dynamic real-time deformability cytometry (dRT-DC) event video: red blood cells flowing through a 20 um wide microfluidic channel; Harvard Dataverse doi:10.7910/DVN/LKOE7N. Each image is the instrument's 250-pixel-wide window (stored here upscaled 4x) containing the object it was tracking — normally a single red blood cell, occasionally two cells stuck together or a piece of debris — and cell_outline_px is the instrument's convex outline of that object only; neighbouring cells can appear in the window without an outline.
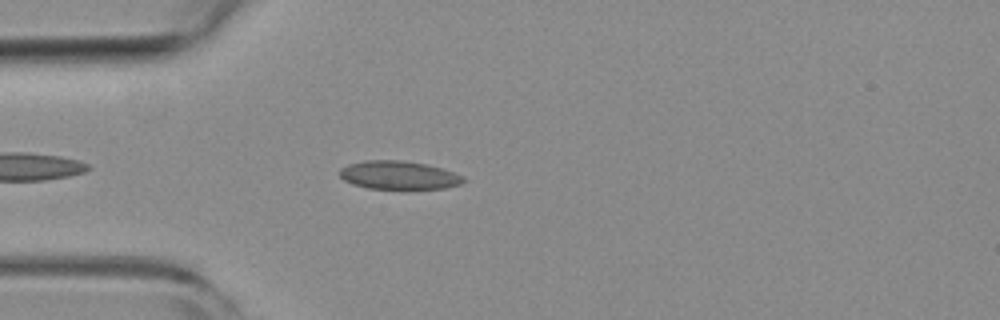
{"species": "common noctule bat (a hibernating species)", "species_latin": "Nyctalus noctula", "temperature_condition": "room temperature", "stored_images_in_passage": 19, "camera_frame_rate_fps": 3000, "um_per_image_px": 0.085, "animal": {"sex": "female", "body_mass_g": 19.3, "forearm_length_mm": 54.1}, "frame": {"image": 1, "passage_image": 5, "time_ms": 1.333, "image_size_px": [1000, 320], "cell_outline_px": [[464, 180], [460, 184], [444, 188], [404, 192], [368, 188], [352, 184], [344, 180], [340, 176], [340, 168], [348, 164], [364, 160], [400, 160], [424, 164], [440, 168], [464, 176]], "centroid_in_image_um": [33.87, 14.94], "position_along_channel_um": 51.1, "area_um2": 21.21}}
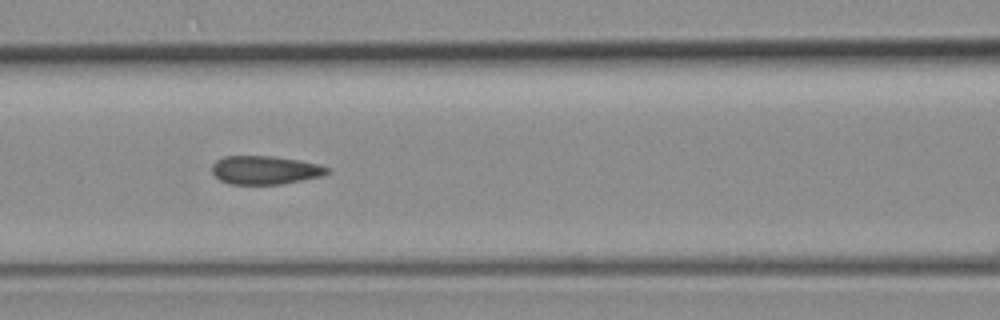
{"frame": {"image": 2, "passage_image": 13, "time_ms": 4.0, "image_size_px": [1000, 320], "cell_outline_px": [[332, 172], [324, 176], [280, 184], [232, 184], [220, 180], [212, 172], [212, 164], [216, 160], [224, 156], [272, 156], [300, 160], [332, 168]], "centroid_in_image_um": [22.58, 14.45], "position_along_channel_um": 144.0, "area_um2": 19.25}}
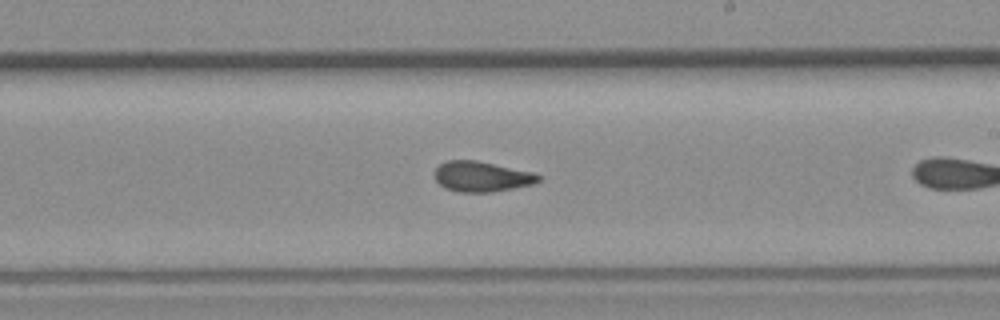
{"frame": {"image": 3, "passage_image": 18, "time_ms": 5.667, "image_size_px": [1000, 320], "cell_outline_px": [[544, 176], [540, 180], [532, 184], [492, 192], [460, 192], [444, 188], [436, 180], [436, 168], [440, 164], [448, 160], [476, 160], [532, 172]], "centroid_in_image_um": [40.96, 15.01], "position_along_channel_um": 248.0, "area_um2": 18.21}}